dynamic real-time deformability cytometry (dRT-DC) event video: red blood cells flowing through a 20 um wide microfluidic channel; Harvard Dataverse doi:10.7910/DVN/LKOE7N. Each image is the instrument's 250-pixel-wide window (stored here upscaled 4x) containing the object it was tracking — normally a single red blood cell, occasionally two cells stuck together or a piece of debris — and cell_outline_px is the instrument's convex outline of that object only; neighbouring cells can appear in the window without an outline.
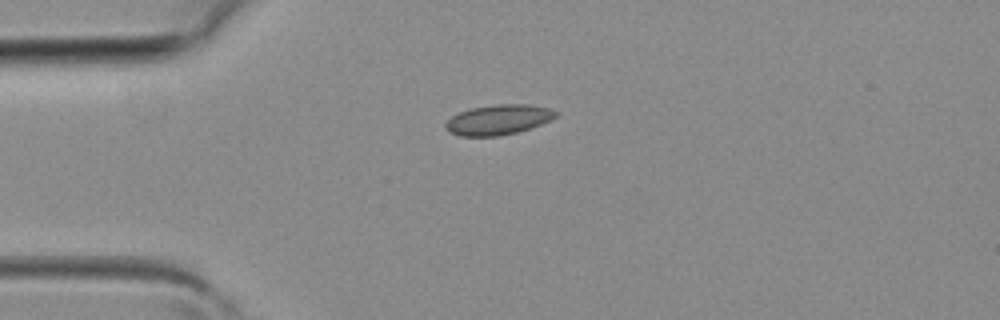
{"species": "common noctule bat (a hibernating species)", "species_latin": "Nyctalus noctula", "temperature_condition": "room temperature", "stored_images_in_passage": 1, "camera_frame_rate_fps": 3000, "um_per_image_px": 0.085, "animal": {"sex": "female", "body_mass_g": 19.3, "forearm_length_mm": 54.1}, "frame": {"image": 1, "passage_image": 1, "time_ms": 0.0, "image_size_px": [1000, 320], "cell_outline_px": [[556, 116], [540, 124], [516, 132], [500, 136], [460, 136], [452, 132], [444, 124], [452, 116], [460, 112], [472, 108], [496, 104], [528, 104], [548, 108], [556, 112]], "centroid_in_image_um": [42.34, 10.17], "position_along_channel_um": 42.7, "area_um2": 18.84}}